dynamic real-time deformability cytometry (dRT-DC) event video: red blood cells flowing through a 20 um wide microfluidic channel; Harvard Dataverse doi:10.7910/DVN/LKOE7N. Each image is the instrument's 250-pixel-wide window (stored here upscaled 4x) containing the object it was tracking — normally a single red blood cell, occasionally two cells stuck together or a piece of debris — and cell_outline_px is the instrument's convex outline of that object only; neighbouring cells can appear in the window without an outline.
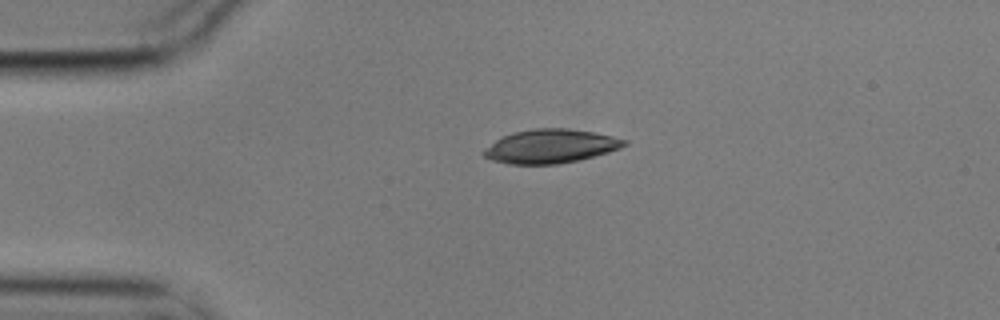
{"species": "common noctule bat (a hibernating species)", "species_latin": "Nyctalus noctula", "temperature_condition": "cold", "stored_images_in_passage": 2, "camera_frame_rate_fps": 3000, "um_per_image_px": 0.085, "animal": {"sex": "male", "body_mass_g": 17.9}, "frame": {"image": 1, "passage_image": 1, "time_ms": 0.0, "image_size_px": [1000, 320], "cell_outline_px": [[628, 144], [620, 148], [608, 152], [580, 160], [560, 164], [508, 164], [492, 160], [484, 156], [484, 152], [496, 140], [512, 132], [536, 128], [568, 128], [592, 132], [612, 136], [628, 140]], "centroid_in_image_um": [46.85, 12.43], "position_along_channel_um": 38.2, "area_um2": 27.51}}